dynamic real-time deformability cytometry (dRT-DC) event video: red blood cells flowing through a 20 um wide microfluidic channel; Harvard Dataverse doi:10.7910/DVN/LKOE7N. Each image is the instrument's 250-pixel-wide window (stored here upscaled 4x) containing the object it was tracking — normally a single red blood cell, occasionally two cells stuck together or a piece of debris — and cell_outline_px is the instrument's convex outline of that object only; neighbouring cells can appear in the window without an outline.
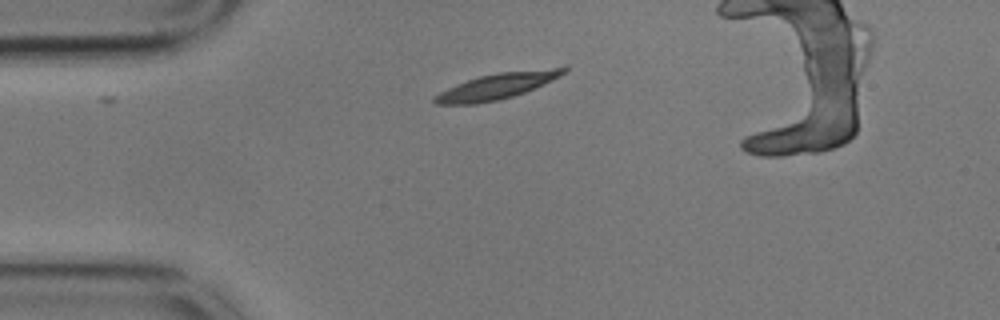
{"species": "common noctule bat (a hibernating species)", "species_latin": "Nyctalus noctula", "temperature_condition": "cold", "stored_images_in_passage": 42, "camera_frame_rate_fps": 3000, "um_per_image_px": 0.085, "animal": {"sex": "male", "body_mass_g": 17.9}, "frame": {"image": 1, "passage_image": 1, "time_ms": 0.0, "image_size_px": [1000, 320], "cell_outline_px": [[568, 68], [560, 76], [544, 84], [524, 92], [500, 100], [476, 104], [436, 104], [432, 100], [432, 96], [448, 88], [468, 80], [480, 76], [500, 72], [568, 64]], "centroid_in_image_um": [42.35, 7.28], "position_along_channel_um": 42.7, "area_um2": 19.83}}
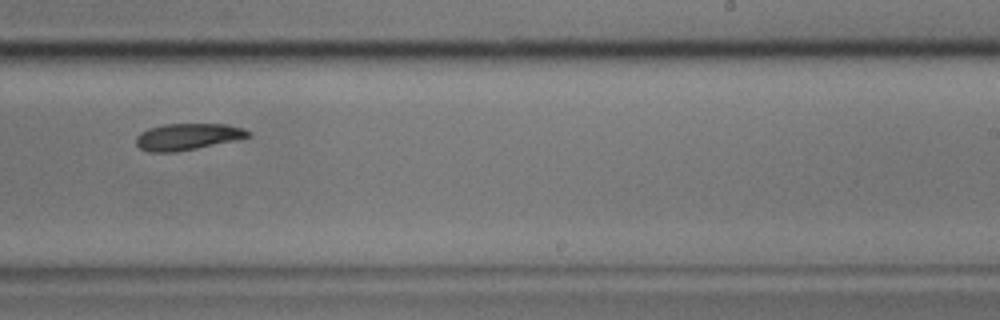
{"frame": {"image": 2, "passage_image": 23, "time_ms": 7.333, "image_size_px": [1000, 320], "cell_outline_px": [[252, 136], [236, 140], [176, 152], [148, 152], [140, 148], [136, 144], [136, 136], [140, 132], [148, 128], [164, 124], [224, 124], [244, 128], [252, 132]], "centroid_in_image_um": [15.95, 11.61], "position_along_channel_um": 273.1, "area_um2": 17.46}}
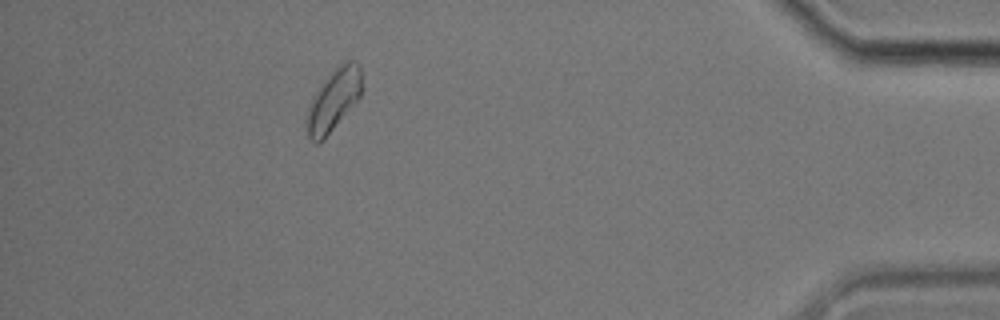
{"frame": {"image": 3, "passage_image": 39, "time_ms": 12.667, "image_size_px": [1000, 320], "cell_outline_px": [[364, 88], [360, 96], [324, 140], [320, 144], [316, 144], [308, 136], [308, 112], [312, 96], [328, 76], [340, 64], [348, 60], [356, 60], [360, 64]], "centroid_in_image_um": [28.41, 8.47], "position_along_channel_um": 406.8, "area_um2": 19.65}, "authors_computed_cell_mechanics": {"area_um2": 18.2937, "velocity_mm_per_s": 3.4784, "shape_relaxation_time_tau1_ms": 3.6929, "shape_relaxation_time_tau2_ms": null, "deformation_change_tau1": 0.109, "deformation_change_tau2": null}}